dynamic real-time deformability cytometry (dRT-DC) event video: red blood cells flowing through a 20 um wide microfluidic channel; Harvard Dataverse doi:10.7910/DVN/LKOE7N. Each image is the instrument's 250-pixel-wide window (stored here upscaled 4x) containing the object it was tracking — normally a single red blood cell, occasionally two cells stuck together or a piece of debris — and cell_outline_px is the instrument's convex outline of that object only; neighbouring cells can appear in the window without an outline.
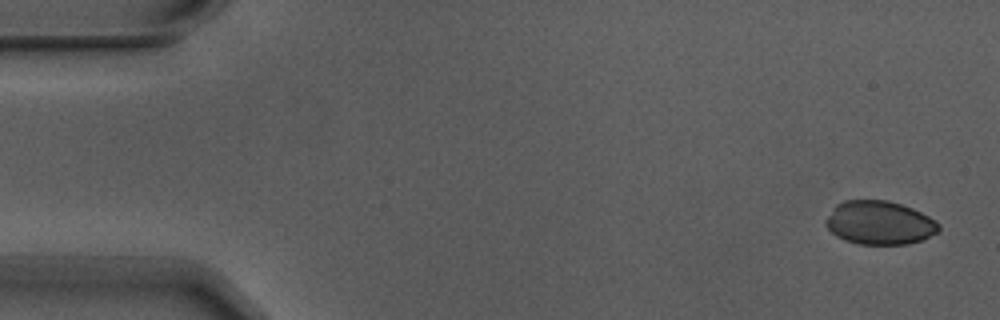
{"species": "Egyptian fruit bat (a non-hibernating species)", "species_latin": "Rousettus aegyptiacus", "temperature_condition": "warm", "stored_images_in_passage": 6, "camera_frame_rate_fps": 3000, "um_per_image_px": 0.085, "animal": {"sex": "male"}, "frame": {"image": 1, "passage_image": 1, "time_ms": 0.0, "image_size_px": [1000, 320], "cell_outline_px": [[940, 228], [936, 232], [924, 240], [908, 244], [860, 244], [844, 240], [836, 236], [824, 224], [824, 220], [836, 204], [844, 200], [888, 200], [912, 208], [936, 220], [940, 224]], "centroid_in_image_um": [74.75, 18.93], "position_along_channel_um": 10.3, "area_um2": 28.84}}
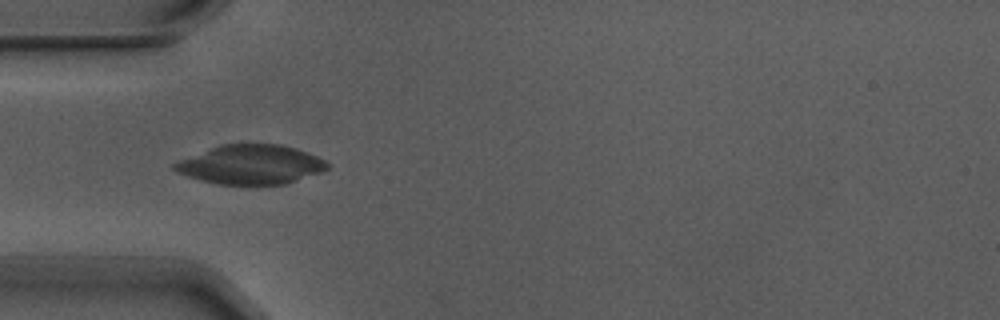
{"frame": {"image": 2, "passage_image": 5, "time_ms": 1.333, "image_size_px": [1000, 320], "cell_outline_px": [[328, 168], [320, 172], [284, 184], [216, 184], [200, 180], [176, 172], [172, 168], [172, 164], [180, 160], [220, 144], [280, 144], [296, 148], [316, 156], [324, 160], [328, 164]], "centroid_in_image_um": [21.29, 13.98], "position_along_channel_um": 63.7, "area_um2": 34.62}}